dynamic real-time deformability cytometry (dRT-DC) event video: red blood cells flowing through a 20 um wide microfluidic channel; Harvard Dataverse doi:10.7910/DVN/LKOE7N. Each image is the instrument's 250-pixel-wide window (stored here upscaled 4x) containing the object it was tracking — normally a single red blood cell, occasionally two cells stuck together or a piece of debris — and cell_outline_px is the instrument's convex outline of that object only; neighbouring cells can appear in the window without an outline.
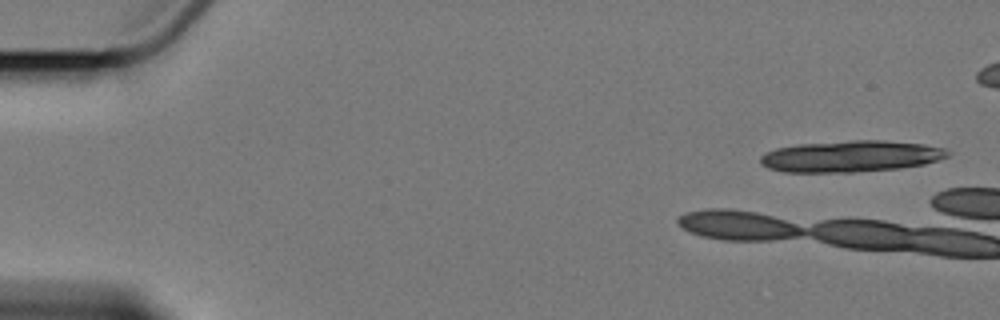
{"species": "Egyptian fruit bat (a non-hibernating species)", "species_latin": "Rousettus aegyptiacus", "temperature_condition": "cold", "stored_images_in_passage": 4, "camera_frame_rate_fps": 3000, "um_per_image_px": 0.085, "animal": {"sex": "female"}, "frame": {"image": 1, "passage_image": 1, "time_ms": 0.0, "image_size_px": [1000, 320], "cell_outline_px": [[952, 152], [948, 156], [924, 164], [900, 168], [852, 172], [784, 172], [768, 168], [760, 164], [760, 156], [764, 152], [776, 148], [800, 144], [852, 140], [884, 140], [924, 144], [944, 148]], "centroid_in_image_um": [72.3, 13.28], "position_along_channel_um": 12.7, "area_um2": 34.39}}